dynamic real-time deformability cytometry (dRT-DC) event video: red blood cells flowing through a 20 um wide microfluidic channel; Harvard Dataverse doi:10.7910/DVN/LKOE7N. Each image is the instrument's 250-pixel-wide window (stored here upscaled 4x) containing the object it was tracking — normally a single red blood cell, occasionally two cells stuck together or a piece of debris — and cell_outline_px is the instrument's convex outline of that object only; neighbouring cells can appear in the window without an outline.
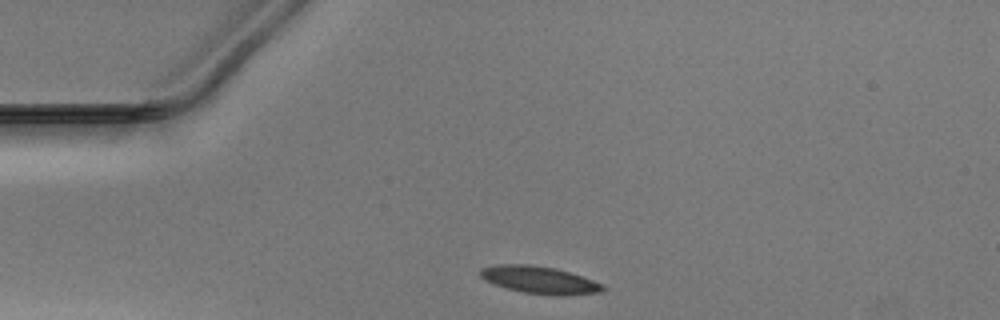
{"species": "Egyptian fruit bat (a non-hibernating species)", "species_latin": "Rousettus aegyptiacus", "temperature_condition": "warm", "stored_images_in_passage": 30, "camera_frame_rate_fps": 3000, "um_per_image_px": 0.085, "animal": {"sex": "male"}, "frame": {"image": 1, "passage_image": 1, "time_ms": 0.0, "image_size_px": [1000, 320], "cell_outline_px": [[608, 288], [604, 292], [560, 296], [524, 292], [508, 288], [484, 280], [480, 276], [480, 268], [496, 264], [532, 264], [556, 268], [604, 284]], "centroid_in_image_um": [45.89, 23.79], "position_along_channel_um": 39.1, "area_um2": 19.59}}
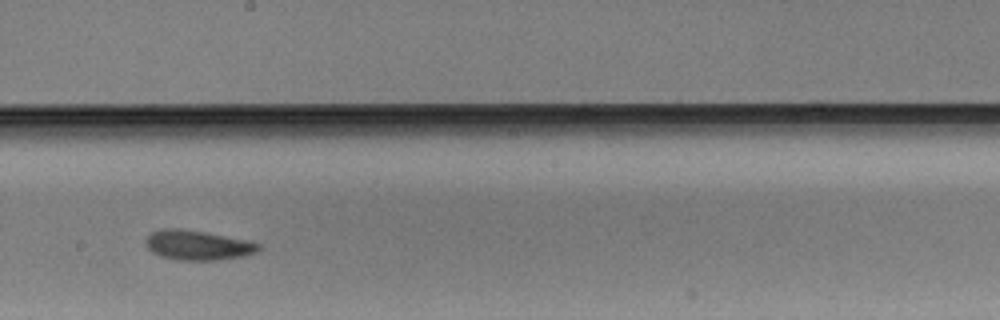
{"frame": {"image": 2, "passage_image": 18, "time_ms": 5.667, "image_size_px": [1000, 320], "cell_outline_px": [[260, 248], [256, 252], [244, 256], [220, 260], [176, 260], [160, 256], [152, 252], [144, 244], [144, 240], [152, 232], [160, 228], [180, 228], [252, 240], [260, 244]], "centroid_in_image_um": [16.81, 20.83], "position_along_channel_um": 231.4, "area_um2": 19.88}}
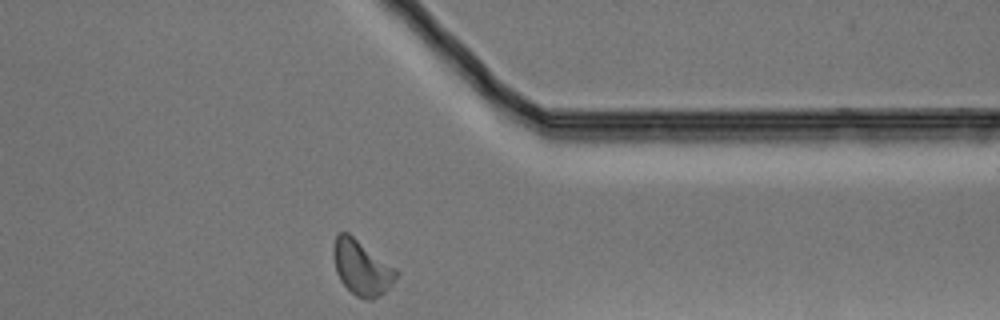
{"frame": {"image": 3, "passage_image": 30, "time_ms": 9.667, "image_size_px": [1000, 320], "cell_outline_px": [[400, 272], [392, 284], [384, 292], [372, 300], [368, 300], [356, 296], [340, 280], [336, 272], [332, 252], [332, 248], [336, 236], [340, 232], [348, 232]], "centroid_in_image_um": [30.73, 22.75], "position_along_channel_um": 380.7, "area_um2": 19.88}}